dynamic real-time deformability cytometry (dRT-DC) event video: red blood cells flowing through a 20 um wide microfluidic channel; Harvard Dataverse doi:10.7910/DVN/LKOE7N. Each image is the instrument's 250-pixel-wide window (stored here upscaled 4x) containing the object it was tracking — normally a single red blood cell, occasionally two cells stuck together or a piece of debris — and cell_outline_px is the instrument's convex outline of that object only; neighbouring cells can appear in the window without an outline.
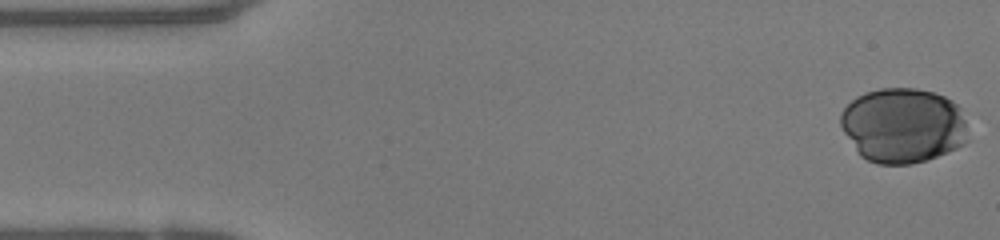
{"species": "human", "species_latin": "Homo sapiens", "temperature_condition": "warm", "stored_images_in_passage": 40, "camera_frame_rate_fps": 3000, "um_per_image_px": 0.085, "donor": {"sex": "female"}, "frame": {"image": 1, "passage_image": 1, "time_ms": 0.0, "image_size_px": [1000, 240], "cell_outline_px": [[968, 140], [964, 144], [956, 148], [936, 156], [912, 164], [876, 164], [860, 156], [844, 132], [840, 124], [840, 112], [856, 96], [864, 92], [880, 88], [916, 88], [932, 92], [944, 96], [952, 100], [960, 108], [964, 120]], "centroid_in_image_um": [76.73, 10.65], "position_along_channel_um": 8.3, "area_um2": 55.72}}
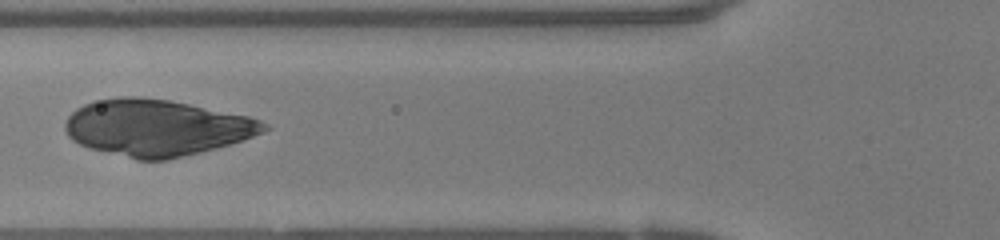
{"frame": {"image": 2, "passage_image": 18, "time_ms": 5.667, "image_size_px": [1000, 240], "cell_outline_px": [[272, 128], [264, 132], [216, 148], [168, 160], [136, 160], [88, 148], [72, 140], [68, 136], [64, 128], [64, 124], [68, 116], [76, 108], [92, 100], [116, 96], [140, 96], [168, 100], [248, 116], [260, 120], [268, 124]], "centroid_in_image_um": [13.26, 10.85], "position_along_channel_um": 112.5, "area_um2": 65.55}}
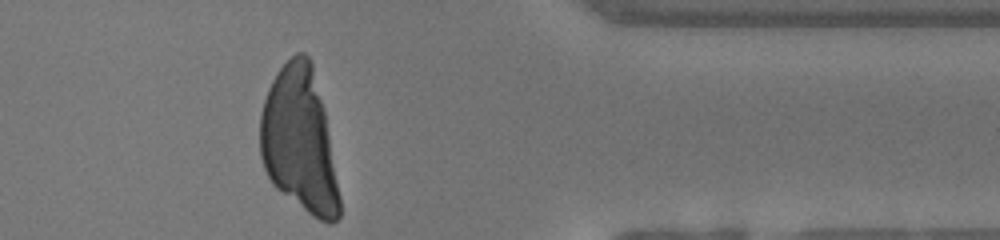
{"frame": {"image": 3, "passage_image": 40, "time_ms": 13.0, "image_size_px": [1000, 240], "cell_outline_px": [[340, 216], [332, 224], [328, 224], [312, 216], [276, 188], [272, 184], [264, 168], [260, 156], [260, 112], [268, 88], [276, 72], [296, 52], [304, 52], [308, 56], [312, 64], [324, 112], [340, 196]], "centroid_in_image_um": [25.43, 11.97], "position_along_channel_um": 386.0, "area_um2": 66.3}}